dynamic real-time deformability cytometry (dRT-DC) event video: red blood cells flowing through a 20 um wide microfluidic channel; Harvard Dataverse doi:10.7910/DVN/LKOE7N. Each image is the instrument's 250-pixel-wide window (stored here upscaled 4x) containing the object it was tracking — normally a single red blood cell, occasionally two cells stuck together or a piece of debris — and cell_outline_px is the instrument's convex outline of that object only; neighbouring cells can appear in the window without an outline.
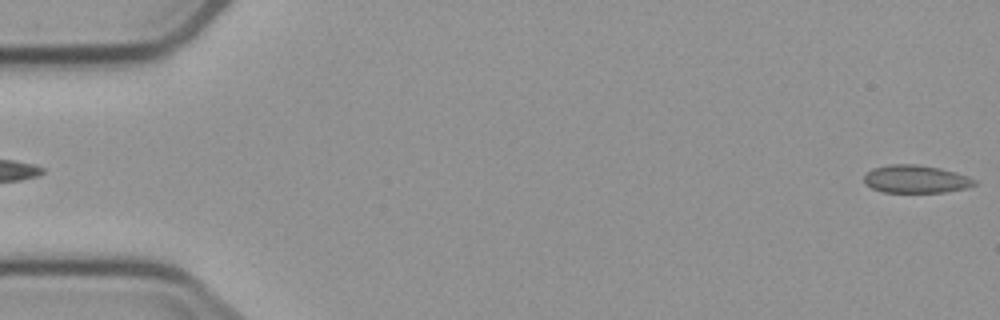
{"species": "common noctule bat (a hibernating species)", "species_latin": "Nyctalus noctula", "temperature_condition": "cold", "stored_images_in_passage": 4, "segment_of_instrument_passage": [2, 2], "camera_frame_rate_fps": 3000, "um_per_image_px": 0.085, "animal": {"sex": "male", "body_mass_g": 23.1, "forearm_length_mm": 52.7}, "frame": {"image": 1, "passage_image": 4, "time_ms": 3.667, "image_size_px": [1000, 320], "cell_outline_px": [[976, 184], [968, 188], [944, 192], [884, 192], [872, 188], [864, 184], [864, 176], [872, 168], [888, 164], [916, 164], [940, 168], [956, 172], [968, 176], [976, 180]], "centroid_in_image_um": [77.85, 15.22], "position_along_channel_um": 7.2, "area_um2": 18.03}}